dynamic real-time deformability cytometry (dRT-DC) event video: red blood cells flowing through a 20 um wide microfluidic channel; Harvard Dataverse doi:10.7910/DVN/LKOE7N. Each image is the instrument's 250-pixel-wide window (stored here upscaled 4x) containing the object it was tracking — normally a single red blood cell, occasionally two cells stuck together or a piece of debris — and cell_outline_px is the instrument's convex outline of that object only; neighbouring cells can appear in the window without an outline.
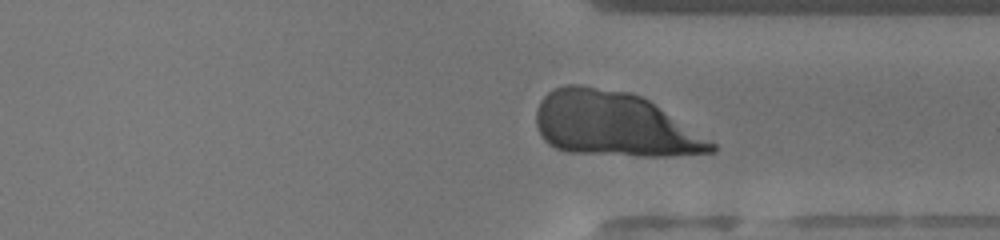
{"species": "human", "species_latin": "Homo sapiens", "temperature_condition": "warm", "stored_images_in_passage": 48, "camera_frame_rate_fps": 3000, "um_per_image_px": 0.085, "donor": {"sex": "female"}, "frame": {"image": 1, "passage_image": 36, "time_ms": 11.667, "image_size_px": [1000, 240], "cell_outline_px": [[716, 152], [672, 156], [636, 156], [568, 152], [556, 148], [548, 144], [540, 136], [536, 124], [536, 108], [540, 100], [552, 88], [564, 84], [580, 84], [632, 92], [648, 100], [712, 140], [716, 144]], "centroid_in_image_um": [52.17, 10.57], "position_along_channel_um": 359.2, "area_um2": 66.41}}
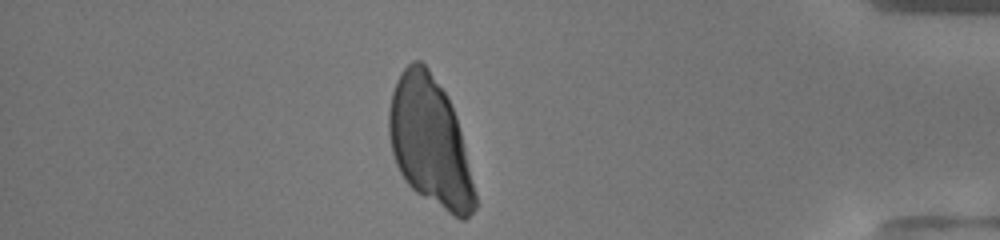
{"frame": {"image": 2, "passage_image": 42, "time_ms": 13.667, "image_size_px": [1000, 240], "cell_outline_px": [[476, 208], [464, 220], [460, 220], [416, 192], [404, 180], [396, 164], [392, 152], [388, 136], [388, 112], [392, 92], [396, 80], [400, 72], [412, 60], [420, 60], [428, 68], [448, 96], [456, 116], [476, 196]], "centroid_in_image_um": [36.51, 12.04], "position_along_channel_um": 398.7, "area_um2": 64.16}}